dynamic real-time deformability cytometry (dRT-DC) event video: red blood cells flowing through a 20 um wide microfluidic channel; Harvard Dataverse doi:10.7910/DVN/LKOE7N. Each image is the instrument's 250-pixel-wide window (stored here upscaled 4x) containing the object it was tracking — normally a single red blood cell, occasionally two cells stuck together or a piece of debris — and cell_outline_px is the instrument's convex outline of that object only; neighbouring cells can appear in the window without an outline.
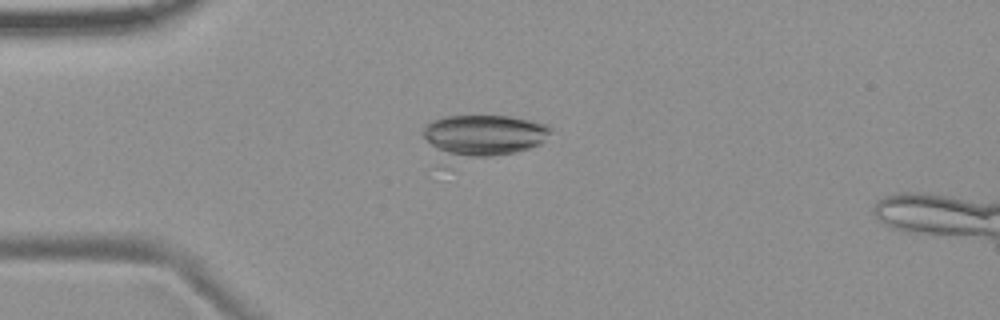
{"species": "common noctule bat (a hibernating species)", "species_latin": "Nyctalus noctula", "temperature_condition": "room temperature", "stored_images_in_passage": 10, "camera_frame_rate_fps": 3000, "um_per_image_px": 0.085, "animal": {"sex": "female", "body_mass_g": 19.9}, "frame": {"image": 1, "passage_image": 5, "time_ms": 5.0, "image_size_px": [1000, 320], "cell_outline_px": [[552, 128], [544, 140], [540, 144], [516, 152], [452, 168], [436, 168], [424, 136], [424, 124], [432, 120], [444, 116], [508, 116], [548, 124]], "centroid_in_image_um": [40.79, 11.74], "position_along_channel_um": 44.2, "area_um2": 34.85}}
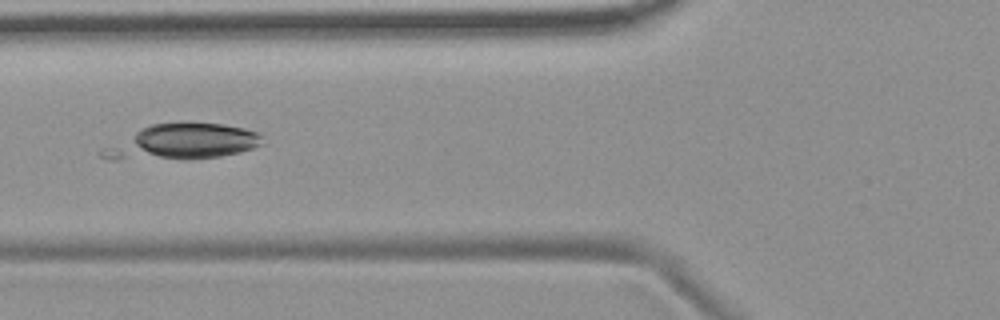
{"frame": {"image": 2, "passage_image": 7, "time_ms": 7.333, "image_size_px": [1000, 320], "cell_outline_px": [[264, 144], [240, 152], [220, 156], [188, 160], [104, 160], [100, 156], [100, 148], [152, 124], [180, 120], [224, 124], [244, 128], [260, 132]], "centroid_in_image_um": [15.47, 12.07], "position_along_channel_um": 110.3, "area_um2": 34.33}}
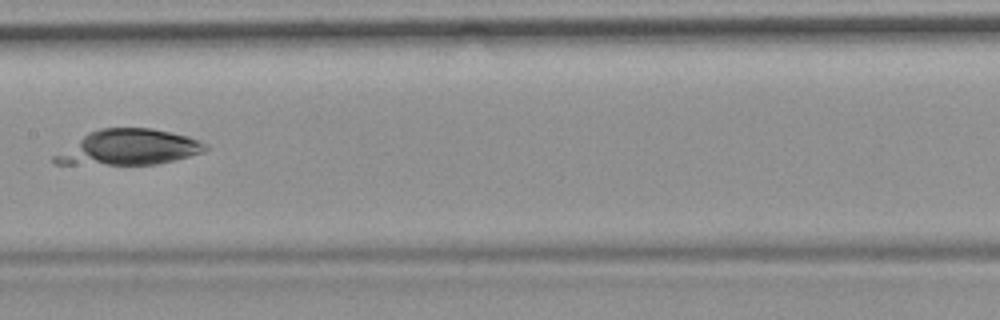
{"frame": {"image": 3, "passage_image": 9, "time_ms": 9.667, "image_size_px": [1000, 320], "cell_outline_px": [[208, 148], [204, 152], [156, 164], [52, 164], [52, 156], [88, 132], [100, 128], [152, 128], [188, 136], [208, 144]], "centroid_in_image_um": [10.93, 12.52], "position_along_channel_um": 196.5, "area_um2": 30.98}}